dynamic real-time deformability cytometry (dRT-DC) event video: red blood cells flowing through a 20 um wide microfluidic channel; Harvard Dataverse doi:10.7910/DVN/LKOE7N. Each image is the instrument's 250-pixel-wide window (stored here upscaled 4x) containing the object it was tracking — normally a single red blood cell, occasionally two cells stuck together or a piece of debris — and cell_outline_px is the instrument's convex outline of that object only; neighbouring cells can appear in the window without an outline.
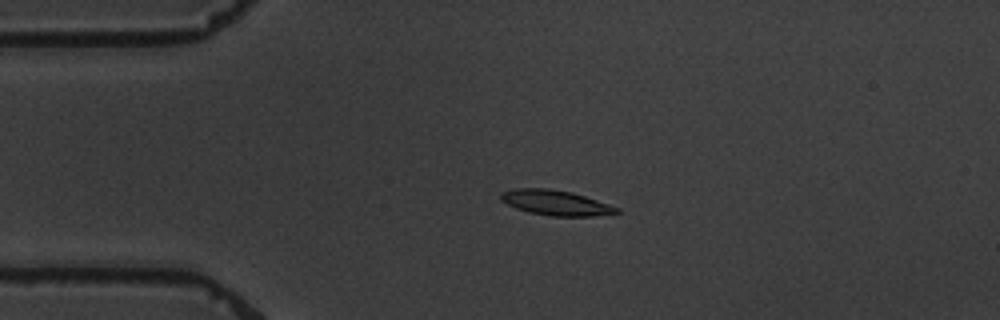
{"species": "common noctule bat (a hibernating species)", "species_latin": "Nyctalus noctula", "temperature_condition": "warm", "stored_images_in_passage": 4, "camera_frame_rate_fps": 3000, "um_per_image_px": 0.085, "animal": {"sex": "male", "body_mass_g": 19.5, "forearm_length_mm": 54.6}, "frame": {"image": 1, "passage_image": 3, "time_ms": 3.667, "image_size_px": [1000, 320], "cell_outline_px": [[620, 212], [592, 216], [552, 216], [528, 212], [516, 208], [500, 200], [500, 192], [516, 188], [548, 188], [572, 192], [620, 208]], "centroid_in_image_um": [47.2, 17.23], "position_along_channel_um": 37.8, "area_um2": 16.88}}